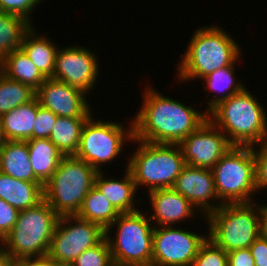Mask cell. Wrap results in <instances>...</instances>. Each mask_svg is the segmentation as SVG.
I'll list each match as a JSON object with an SVG mask.
<instances>
[{
  "instance_id": "obj_1",
  "label": "cell",
  "mask_w": 267,
  "mask_h": 266,
  "mask_svg": "<svg viewBox=\"0 0 267 266\" xmlns=\"http://www.w3.org/2000/svg\"><path fill=\"white\" fill-rule=\"evenodd\" d=\"M144 92L143 105L133 118L136 140L179 144L208 120L207 111L201 113L152 87Z\"/></svg>"
},
{
  "instance_id": "obj_2",
  "label": "cell",
  "mask_w": 267,
  "mask_h": 266,
  "mask_svg": "<svg viewBox=\"0 0 267 266\" xmlns=\"http://www.w3.org/2000/svg\"><path fill=\"white\" fill-rule=\"evenodd\" d=\"M247 89L219 102L208 112V119L233 146H253L267 139L265 107Z\"/></svg>"
},
{
  "instance_id": "obj_3",
  "label": "cell",
  "mask_w": 267,
  "mask_h": 266,
  "mask_svg": "<svg viewBox=\"0 0 267 266\" xmlns=\"http://www.w3.org/2000/svg\"><path fill=\"white\" fill-rule=\"evenodd\" d=\"M192 35L184 55L181 56L182 60L178 62L177 76L180 82L202 79L240 60V45L221 27L203 26Z\"/></svg>"
},
{
  "instance_id": "obj_4",
  "label": "cell",
  "mask_w": 267,
  "mask_h": 266,
  "mask_svg": "<svg viewBox=\"0 0 267 266\" xmlns=\"http://www.w3.org/2000/svg\"><path fill=\"white\" fill-rule=\"evenodd\" d=\"M59 217L45 199L20 210L16 224L0 243L1 249L16 260L47 255Z\"/></svg>"
},
{
  "instance_id": "obj_5",
  "label": "cell",
  "mask_w": 267,
  "mask_h": 266,
  "mask_svg": "<svg viewBox=\"0 0 267 266\" xmlns=\"http://www.w3.org/2000/svg\"><path fill=\"white\" fill-rule=\"evenodd\" d=\"M137 150L127 163V169L138 187H148L147 192L172 188L186 165L178 144L150 143L133 138Z\"/></svg>"
},
{
  "instance_id": "obj_6",
  "label": "cell",
  "mask_w": 267,
  "mask_h": 266,
  "mask_svg": "<svg viewBox=\"0 0 267 266\" xmlns=\"http://www.w3.org/2000/svg\"><path fill=\"white\" fill-rule=\"evenodd\" d=\"M98 172L74 155L64 156L52 177L44 184V199L59 215H76Z\"/></svg>"
},
{
  "instance_id": "obj_7",
  "label": "cell",
  "mask_w": 267,
  "mask_h": 266,
  "mask_svg": "<svg viewBox=\"0 0 267 266\" xmlns=\"http://www.w3.org/2000/svg\"><path fill=\"white\" fill-rule=\"evenodd\" d=\"M150 222L153 221L140 210L120 213L105 230L114 266H152L154 227ZM114 226L116 236L111 238Z\"/></svg>"
},
{
  "instance_id": "obj_8",
  "label": "cell",
  "mask_w": 267,
  "mask_h": 266,
  "mask_svg": "<svg viewBox=\"0 0 267 266\" xmlns=\"http://www.w3.org/2000/svg\"><path fill=\"white\" fill-rule=\"evenodd\" d=\"M205 218L208 238L226 253L249 248L260 236L257 203L222 204Z\"/></svg>"
},
{
  "instance_id": "obj_9",
  "label": "cell",
  "mask_w": 267,
  "mask_h": 266,
  "mask_svg": "<svg viewBox=\"0 0 267 266\" xmlns=\"http://www.w3.org/2000/svg\"><path fill=\"white\" fill-rule=\"evenodd\" d=\"M211 171L220 203L254 201L256 170L252 146H233Z\"/></svg>"
},
{
  "instance_id": "obj_10",
  "label": "cell",
  "mask_w": 267,
  "mask_h": 266,
  "mask_svg": "<svg viewBox=\"0 0 267 266\" xmlns=\"http://www.w3.org/2000/svg\"><path fill=\"white\" fill-rule=\"evenodd\" d=\"M134 138L132 124L125 128L122 123L94 120L91 115L85 122L75 157L84 160L97 172L100 165L112 162L123 151V143Z\"/></svg>"
},
{
  "instance_id": "obj_11",
  "label": "cell",
  "mask_w": 267,
  "mask_h": 266,
  "mask_svg": "<svg viewBox=\"0 0 267 266\" xmlns=\"http://www.w3.org/2000/svg\"><path fill=\"white\" fill-rule=\"evenodd\" d=\"M104 238L105 230L100 225L77 215L60 216L47 256L50 260L74 262L86 249L98 245Z\"/></svg>"
},
{
  "instance_id": "obj_12",
  "label": "cell",
  "mask_w": 267,
  "mask_h": 266,
  "mask_svg": "<svg viewBox=\"0 0 267 266\" xmlns=\"http://www.w3.org/2000/svg\"><path fill=\"white\" fill-rule=\"evenodd\" d=\"M207 238L173 226L154 227L152 266H192Z\"/></svg>"
},
{
  "instance_id": "obj_13",
  "label": "cell",
  "mask_w": 267,
  "mask_h": 266,
  "mask_svg": "<svg viewBox=\"0 0 267 266\" xmlns=\"http://www.w3.org/2000/svg\"><path fill=\"white\" fill-rule=\"evenodd\" d=\"M186 165L212 169L233 145L209 119L178 144Z\"/></svg>"
},
{
  "instance_id": "obj_14",
  "label": "cell",
  "mask_w": 267,
  "mask_h": 266,
  "mask_svg": "<svg viewBox=\"0 0 267 266\" xmlns=\"http://www.w3.org/2000/svg\"><path fill=\"white\" fill-rule=\"evenodd\" d=\"M98 63L94 52L83 46L70 45L57 51L52 78L90 93L99 75Z\"/></svg>"
},
{
  "instance_id": "obj_15",
  "label": "cell",
  "mask_w": 267,
  "mask_h": 266,
  "mask_svg": "<svg viewBox=\"0 0 267 266\" xmlns=\"http://www.w3.org/2000/svg\"><path fill=\"white\" fill-rule=\"evenodd\" d=\"M84 91L67 83L47 78L36 90L40 106L58 117H90L91 107Z\"/></svg>"
},
{
  "instance_id": "obj_16",
  "label": "cell",
  "mask_w": 267,
  "mask_h": 266,
  "mask_svg": "<svg viewBox=\"0 0 267 266\" xmlns=\"http://www.w3.org/2000/svg\"><path fill=\"white\" fill-rule=\"evenodd\" d=\"M172 188L188 199L205 216L222 205L218 202L211 169L185 165ZM209 200L214 201L211 203ZM215 200L218 203H214Z\"/></svg>"
},
{
  "instance_id": "obj_17",
  "label": "cell",
  "mask_w": 267,
  "mask_h": 266,
  "mask_svg": "<svg viewBox=\"0 0 267 266\" xmlns=\"http://www.w3.org/2000/svg\"><path fill=\"white\" fill-rule=\"evenodd\" d=\"M148 194L153 209L149 218L156 222L155 227L176 225L180 221H185L186 218H193L194 212H197L196 207L173 188L156 189Z\"/></svg>"
},
{
  "instance_id": "obj_18",
  "label": "cell",
  "mask_w": 267,
  "mask_h": 266,
  "mask_svg": "<svg viewBox=\"0 0 267 266\" xmlns=\"http://www.w3.org/2000/svg\"><path fill=\"white\" fill-rule=\"evenodd\" d=\"M122 180L116 178H105L103 172H98L95 177L94 186L110 201L119 213L137 211L135 206V193L137 187L133 181L132 174L125 168ZM135 202V203H134Z\"/></svg>"
},
{
  "instance_id": "obj_19",
  "label": "cell",
  "mask_w": 267,
  "mask_h": 266,
  "mask_svg": "<svg viewBox=\"0 0 267 266\" xmlns=\"http://www.w3.org/2000/svg\"><path fill=\"white\" fill-rule=\"evenodd\" d=\"M43 187L41 182L15 179L0 171V198L19 211L40 203L44 199Z\"/></svg>"
},
{
  "instance_id": "obj_20",
  "label": "cell",
  "mask_w": 267,
  "mask_h": 266,
  "mask_svg": "<svg viewBox=\"0 0 267 266\" xmlns=\"http://www.w3.org/2000/svg\"><path fill=\"white\" fill-rule=\"evenodd\" d=\"M27 141H6L0 150V171L15 179L40 182L29 160Z\"/></svg>"
},
{
  "instance_id": "obj_21",
  "label": "cell",
  "mask_w": 267,
  "mask_h": 266,
  "mask_svg": "<svg viewBox=\"0 0 267 266\" xmlns=\"http://www.w3.org/2000/svg\"><path fill=\"white\" fill-rule=\"evenodd\" d=\"M38 112V100L10 110L0 117L3 134L7 141H27L32 139L34 121Z\"/></svg>"
},
{
  "instance_id": "obj_22",
  "label": "cell",
  "mask_w": 267,
  "mask_h": 266,
  "mask_svg": "<svg viewBox=\"0 0 267 266\" xmlns=\"http://www.w3.org/2000/svg\"><path fill=\"white\" fill-rule=\"evenodd\" d=\"M39 35L31 27L25 33L20 48L46 78H51L53 77L59 48L46 36Z\"/></svg>"
},
{
  "instance_id": "obj_23",
  "label": "cell",
  "mask_w": 267,
  "mask_h": 266,
  "mask_svg": "<svg viewBox=\"0 0 267 266\" xmlns=\"http://www.w3.org/2000/svg\"><path fill=\"white\" fill-rule=\"evenodd\" d=\"M35 177L44 185L57 170L64 155L49 139L27 140Z\"/></svg>"
},
{
  "instance_id": "obj_24",
  "label": "cell",
  "mask_w": 267,
  "mask_h": 266,
  "mask_svg": "<svg viewBox=\"0 0 267 266\" xmlns=\"http://www.w3.org/2000/svg\"><path fill=\"white\" fill-rule=\"evenodd\" d=\"M0 71L35 91L47 79L21 48L13 50L0 61Z\"/></svg>"
},
{
  "instance_id": "obj_25",
  "label": "cell",
  "mask_w": 267,
  "mask_h": 266,
  "mask_svg": "<svg viewBox=\"0 0 267 266\" xmlns=\"http://www.w3.org/2000/svg\"><path fill=\"white\" fill-rule=\"evenodd\" d=\"M89 117H57L49 140L64 156L77 152L83 126Z\"/></svg>"
},
{
  "instance_id": "obj_26",
  "label": "cell",
  "mask_w": 267,
  "mask_h": 266,
  "mask_svg": "<svg viewBox=\"0 0 267 266\" xmlns=\"http://www.w3.org/2000/svg\"><path fill=\"white\" fill-rule=\"evenodd\" d=\"M76 215L81 219L98 224L106 230L120 213L94 186L84 198L83 204Z\"/></svg>"
},
{
  "instance_id": "obj_27",
  "label": "cell",
  "mask_w": 267,
  "mask_h": 266,
  "mask_svg": "<svg viewBox=\"0 0 267 266\" xmlns=\"http://www.w3.org/2000/svg\"><path fill=\"white\" fill-rule=\"evenodd\" d=\"M237 62L238 60L233 65L218 69L201 79L206 81V91L209 90L220 93V95H215L210 98L209 103H207V113L219 102L228 99L230 96L241 92L245 88V85L241 82L235 81L236 77L234 71L236 69L234 68L236 67L234 65H236Z\"/></svg>"
},
{
  "instance_id": "obj_28",
  "label": "cell",
  "mask_w": 267,
  "mask_h": 266,
  "mask_svg": "<svg viewBox=\"0 0 267 266\" xmlns=\"http://www.w3.org/2000/svg\"><path fill=\"white\" fill-rule=\"evenodd\" d=\"M33 27L25 18L0 12V61L15 49H20L25 33Z\"/></svg>"
},
{
  "instance_id": "obj_29",
  "label": "cell",
  "mask_w": 267,
  "mask_h": 266,
  "mask_svg": "<svg viewBox=\"0 0 267 266\" xmlns=\"http://www.w3.org/2000/svg\"><path fill=\"white\" fill-rule=\"evenodd\" d=\"M36 91L29 85L8 78L0 71V117L33 100Z\"/></svg>"
},
{
  "instance_id": "obj_30",
  "label": "cell",
  "mask_w": 267,
  "mask_h": 266,
  "mask_svg": "<svg viewBox=\"0 0 267 266\" xmlns=\"http://www.w3.org/2000/svg\"><path fill=\"white\" fill-rule=\"evenodd\" d=\"M74 263L76 266H114L106 238L98 245L86 249Z\"/></svg>"
},
{
  "instance_id": "obj_31",
  "label": "cell",
  "mask_w": 267,
  "mask_h": 266,
  "mask_svg": "<svg viewBox=\"0 0 267 266\" xmlns=\"http://www.w3.org/2000/svg\"><path fill=\"white\" fill-rule=\"evenodd\" d=\"M192 266H228V255L207 238L200 246Z\"/></svg>"
},
{
  "instance_id": "obj_32",
  "label": "cell",
  "mask_w": 267,
  "mask_h": 266,
  "mask_svg": "<svg viewBox=\"0 0 267 266\" xmlns=\"http://www.w3.org/2000/svg\"><path fill=\"white\" fill-rule=\"evenodd\" d=\"M57 117L51 110L40 106L38 101V112L32 130V139H49Z\"/></svg>"
},
{
  "instance_id": "obj_33",
  "label": "cell",
  "mask_w": 267,
  "mask_h": 266,
  "mask_svg": "<svg viewBox=\"0 0 267 266\" xmlns=\"http://www.w3.org/2000/svg\"><path fill=\"white\" fill-rule=\"evenodd\" d=\"M256 145H260L259 148H256ZM252 149L255 158L257 193L258 190L267 189V139L261 143L253 145Z\"/></svg>"
},
{
  "instance_id": "obj_34",
  "label": "cell",
  "mask_w": 267,
  "mask_h": 266,
  "mask_svg": "<svg viewBox=\"0 0 267 266\" xmlns=\"http://www.w3.org/2000/svg\"><path fill=\"white\" fill-rule=\"evenodd\" d=\"M42 1L43 0H0V12L19 15L32 24L30 21V14Z\"/></svg>"
},
{
  "instance_id": "obj_35",
  "label": "cell",
  "mask_w": 267,
  "mask_h": 266,
  "mask_svg": "<svg viewBox=\"0 0 267 266\" xmlns=\"http://www.w3.org/2000/svg\"><path fill=\"white\" fill-rule=\"evenodd\" d=\"M19 210L0 198V242L16 224Z\"/></svg>"
},
{
  "instance_id": "obj_36",
  "label": "cell",
  "mask_w": 267,
  "mask_h": 266,
  "mask_svg": "<svg viewBox=\"0 0 267 266\" xmlns=\"http://www.w3.org/2000/svg\"><path fill=\"white\" fill-rule=\"evenodd\" d=\"M228 266H255V262L249 248L237 249L227 253Z\"/></svg>"
},
{
  "instance_id": "obj_37",
  "label": "cell",
  "mask_w": 267,
  "mask_h": 266,
  "mask_svg": "<svg viewBox=\"0 0 267 266\" xmlns=\"http://www.w3.org/2000/svg\"><path fill=\"white\" fill-rule=\"evenodd\" d=\"M249 249L253 256L255 266H267V239L259 236Z\"/></svg>"
},
{
  "instance_id": "obj_38",
  "label": "cell",
  "mask_w": 267,
  "mask_h": 266,
  "mask_svg": "<svg viewBox=\"0 0 267 266\" xmlns=\"http://www.w3.org/2000/svg\"><path fill=\"white\" fill-rule=\"evenodd\" d=\"M17 266H51V260L47 255L42 257L23 258L17 260Z\"/></svg>"
},
{
  "instance_id": "obj_39",
  "label": "cell",
  "mask_w": 267,
  "mask_h": 266,
  "mask_svg": "<svg viewBox=\"0 0 267 266\" xmlns=\"http://www.w3.org/2000/svg\"><path fill=\"white\" fill-rule=\"evenodd\" d=\"M258 205L259 234L261 237L267 239V204H263V206L260 204Z\"/></svg>"
},
{
  "instance_id": "obj_40",
  "label": "cell",
  "mask_w": 267,
  "mask_h": 266,
  "mask_svg": "<svg viewBox=\"0 0 267 266\" xmlns=\"http://www.w3.org/2000/svg\"><path fill=\"white\" fill-rule=\"evenodd\" d=\"M0 266H17V260L0 248Z\"/></svg>"
},
{
  "instance_id": "obj_41",
  "label": "cell",
  "mask_w": 267,
  "mask_h": 266,
  "mask_svg": "<svg viewBox=\"0 0 267 266\" xmlns=\"http://www.w3.org/2000/svg\"><path fill=\"white\" fill-rule=\"evenodd\" d=\"M51 266H76L74 262L51 260Z\"/></svg>"
},
{
  "instance_id": "obj_42",
  "label": "cell",
  "mask_w": 267,
  "mask_h": 266,
  "mask_svg": "<svg viewBox=\"0 0 267 266\" xmlns=\"http://www.w3.org/2000/svg\"><path fill=\"white\" fill-rule=\"evenodd\" d=\"M6 138L3 134V129H2V125H1V121H0V150L2 149L3 145L5 144L6 142Z\"/></svg>"
}]
</instances>
